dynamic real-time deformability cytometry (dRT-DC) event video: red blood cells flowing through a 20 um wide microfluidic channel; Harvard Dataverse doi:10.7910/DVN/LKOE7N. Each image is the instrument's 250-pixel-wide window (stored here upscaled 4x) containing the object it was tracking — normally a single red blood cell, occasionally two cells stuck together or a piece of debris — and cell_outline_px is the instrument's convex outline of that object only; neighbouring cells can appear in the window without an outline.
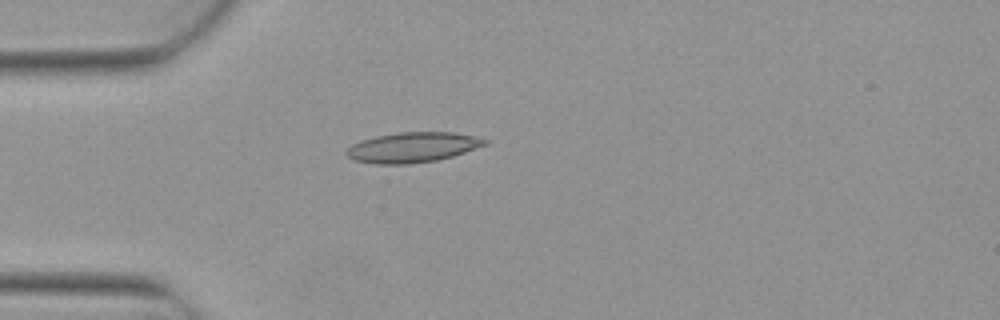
{"species": "Egyptian fruit bat (a non-hibernating species)", "species_latin": "Rousettus aegyptiacus", "temperature_condition": "warm", "stored_images_in_passage": 4, "camera_frame_rate_fps": 3000, "um_per_image_px": 0.085, "animal": {"sex": "female"}, "frame": {"image": 1, "passage_image": 4, "time_ms": 1.0, "image_size_px": [1000, 320], "cell_outline_px": [[488, 144], [452, 156], [436, 160], [408, 164], [376, 164], [352, 160], [344, 152], [352, 144], [360, 140], [376, 136], [396, 132], [452, 132], [476, 136], [488, 140]], "centroid_in_image_um": [35.05, 12.52], "position_along_channel_um": 50.0, "area_um2": 24.39}}